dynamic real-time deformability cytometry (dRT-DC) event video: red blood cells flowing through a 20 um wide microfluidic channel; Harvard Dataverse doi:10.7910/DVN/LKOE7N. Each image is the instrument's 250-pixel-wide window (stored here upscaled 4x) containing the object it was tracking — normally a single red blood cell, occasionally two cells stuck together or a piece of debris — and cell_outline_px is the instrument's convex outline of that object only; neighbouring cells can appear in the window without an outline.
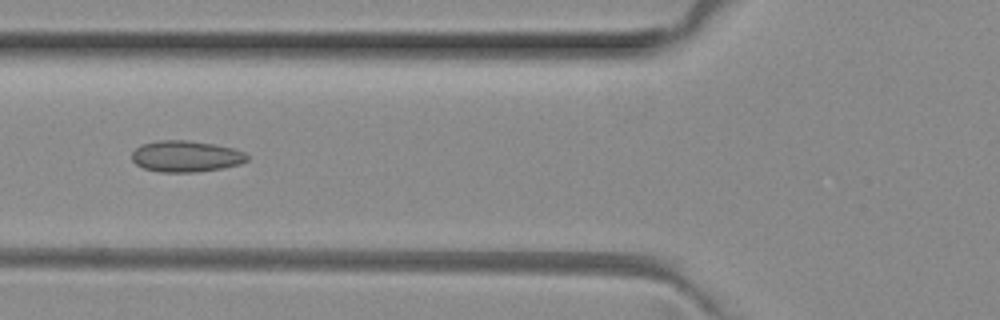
{"species": "common noctule bat (a hibernating species)", "species_latin": "Nyctalus noctula", "temperature_condition": "room temperature", "stored_images_in_passage": 6, "camera_frame_rate_fps": 3000, "um_per_image_px": 0.085, "animal": {"sex": "female", "body_mass_g": 29.2, "forearm_length_mm": 56.3}, "frame": {"image": 1, "passage_image": 6, "time_ms": 1.667, "image_size_px": [1000, 320], "cell_outline_px": [[248, 160], [240, 164], [224, 168], [196, 172], [160, 172], [144, 168], [136, 164], [132, 160], [132, 152], [140, 144], [160, 140], [188, 140], [212, 144], [232, 148], [244, 152], [248, 156]], "centroid_in_image_um": [15.79, 13.29], "position_along_channel_um": 110.0, "area_um2": 21.04}}